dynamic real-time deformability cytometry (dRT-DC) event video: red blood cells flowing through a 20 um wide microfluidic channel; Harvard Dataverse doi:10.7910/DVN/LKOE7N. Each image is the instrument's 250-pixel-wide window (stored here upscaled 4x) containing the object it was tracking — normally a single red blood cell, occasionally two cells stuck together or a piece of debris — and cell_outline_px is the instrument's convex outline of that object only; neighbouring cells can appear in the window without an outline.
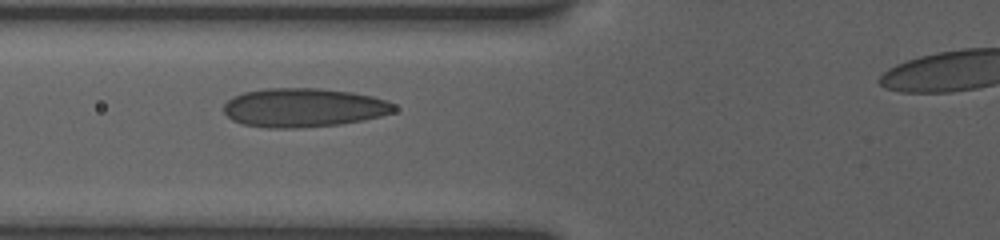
{"species": "human", "species_latin": "Homo sapiens", "temperature_condition": "room temperature", "stored_images_in_passage": 3, "camera_frame_rate_fps": 3000, "um_per_image_px": 0.085, "donor": {"sex": "female"}, "frame": {"image": 1, "passage_image": 2, "time_ms": 0.667, "image_size_px": [1000, 240], "cell_outline_px": [[396, 112], [364, 120], [340, 124], [300, 128], [264, 128], [244, 124], [232, 120], [224, 112], [224, 104], [232, 96], [244, 92], [268, 88], [316, 88], [352, 92], [372, 96], [388, 100], [396, 104]], "centroid_in_image_um": [25.83, 9.15], "position_along_channel_um": 100.0, "area_um2": 38.9}}
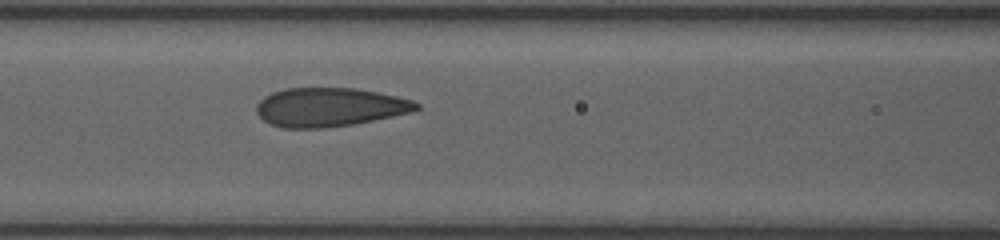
{"frame": {"image": 2, "passage_image": 3, "time_ms": 1.667, "image_size_px": [1000, 240], "cell_outline_px": [[420, 108], [412, 112], [352, 124], [324, 128], [284, 128], [272, 124], [264, 120], [256, 112], [256, 104], [264, 96], [272, 92], [284, 88], [356, 88], [396, 96], [412, 100], [420, 104]], "centroid_in_image_um": [27.99, 9.1], "position_along_channel_um": 138.6, "area_um2": 36.07}}